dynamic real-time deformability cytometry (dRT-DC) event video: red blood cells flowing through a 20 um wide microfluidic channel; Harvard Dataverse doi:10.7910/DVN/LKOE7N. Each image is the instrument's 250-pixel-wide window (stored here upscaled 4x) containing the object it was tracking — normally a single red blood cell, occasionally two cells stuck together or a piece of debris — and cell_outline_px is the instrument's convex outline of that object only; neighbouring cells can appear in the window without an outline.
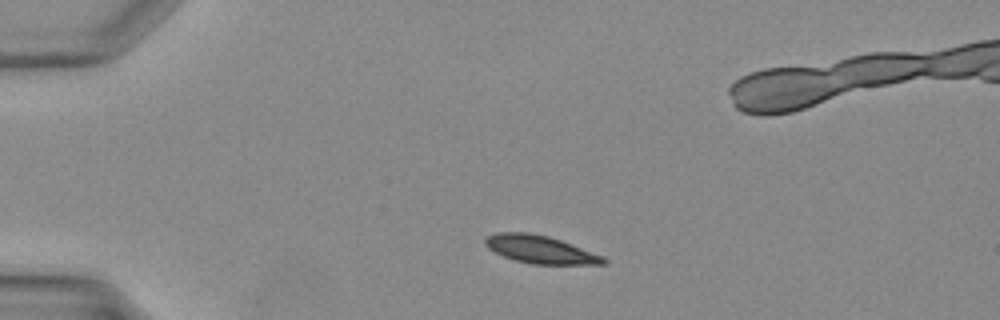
{"species": "Egyptian fruit bat (a non-hibernating species)", "species_latin": "Rousettus aegyptiacus", "temperature_condition": "warm", "stored_images_in_passage": 35, "camera_frame_rate_fps": 3000, "um_per_image_px": 0.085, "animal": {"sex": "female"}, "frame": {"image": 1, "passage_image": 5, "time_ms": 1.333, "image_size_px": [1000, 320], "cell_outline_px": [[608, 264], [532, 264], [516, 260], [504, 256], [488, 248], [484, 244], [484, 240], [488, 236], [496, 232], [528, 232], [548, 236], [560, 240], [604, 256], [608, 260]], "centroid_in_image_um": [45.94, 21.2], "position_along_channel_um": 39.1, "area_um2": 19.07}}
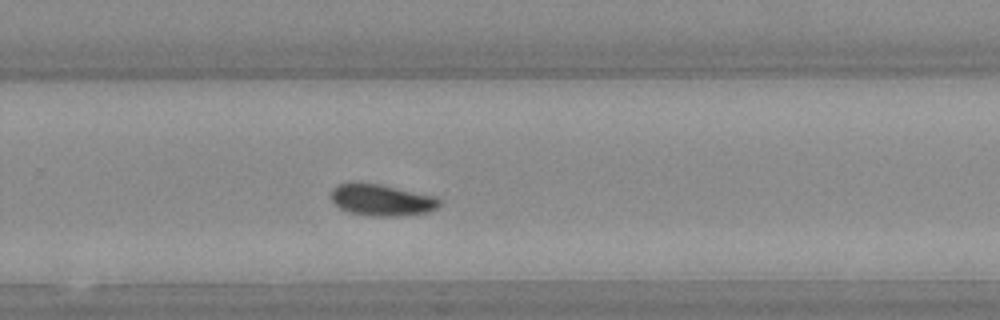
{"frame": {"image": 2, "passage_image": 22, "time_ms": 7.0, "image_size_px": [1000, 320], "cell_outline_px": [[440, 204], [436, 208], [428, 212], [396, 216], [368, 216], [348, 212], [340, 208], [332, 200], [332, 188], [336, 184], [380, 184], [432, 196], [440, 200]], "centroid_in_image_um": [32.42, 17.02], "position_along_channel_um": 297.4, "area_um2": 19.42}}
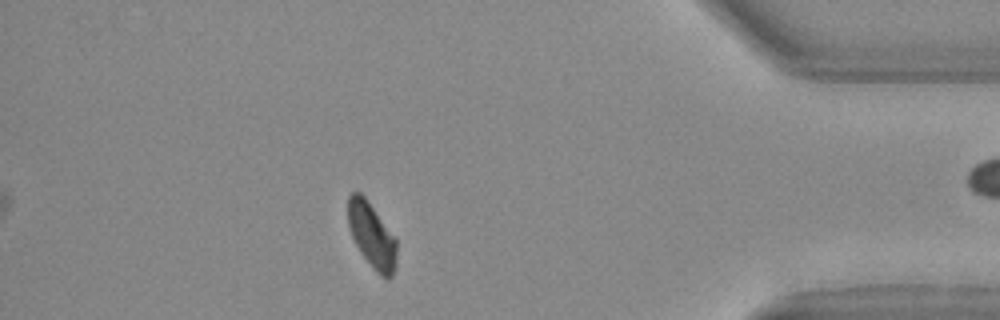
{"frame": {"image": 3, "passage_image": 30, "time_ms": 9.667, "image_size_px": [1000, 320], "cell_outline_px": [[396, 268], [392, 276], [388, 280], [380, 276], [372, 268], [360, 252], [348, 228], [348, 196], [352, 192], [360, 192], [364, 196], [396, 240]], "centroid_in_image_um": [31.59, 20.05], "position_along_channel_um": 403.6, "area_um2": 18.32}}